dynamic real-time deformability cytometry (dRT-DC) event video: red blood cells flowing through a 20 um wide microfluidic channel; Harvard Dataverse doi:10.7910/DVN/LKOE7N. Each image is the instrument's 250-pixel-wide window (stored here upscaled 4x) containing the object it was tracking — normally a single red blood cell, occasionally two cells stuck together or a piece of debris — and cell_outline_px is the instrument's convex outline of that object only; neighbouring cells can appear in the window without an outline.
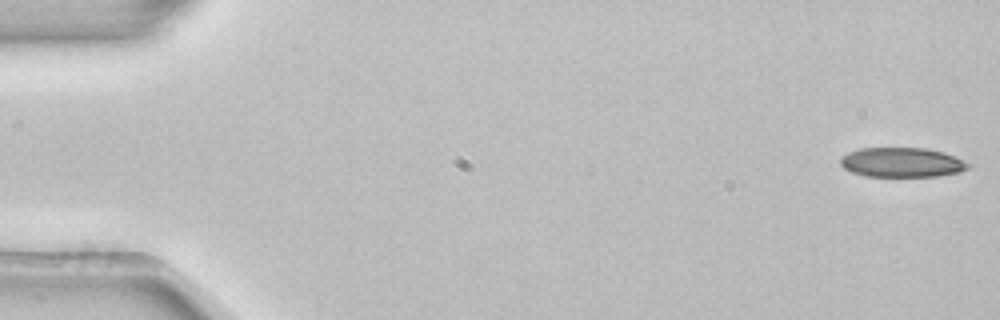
{"species": "common noctule bat (a hibernating species)", "species_latin": "Nyctalus noctula", "temperature_condition": "room temperature", "stored_images_in_passage": 5, "camera_frame_rate_fps": 3000, "um_per_image_px": 0.085, "animal": {"sex": "female", "body_mass_g": 22.7, "forearm_length_mm": 54.2}, "frame": {"image": 1, "passage_image": 1, "time_ms": 0.0, "image_size_px": [1000, 320], "cell_outline_px": [[972, 164], [968, 168], [960, 172], [936, 176], [864, 176], [852, 172], [844, 168], [840, 164], [840, 156], [848, 152], [860, 148], [928, 148], [944, 152]], "centroid_in_image_um": [76.65, 13.8], "position_along_channel_um": 8.4, "area_um2": 22.14}}